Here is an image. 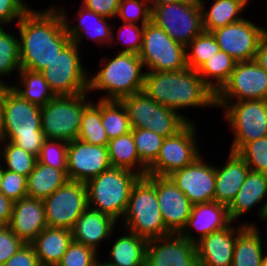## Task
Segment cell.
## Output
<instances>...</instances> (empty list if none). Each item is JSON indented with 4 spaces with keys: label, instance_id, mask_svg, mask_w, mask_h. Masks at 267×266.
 Returning <instances> with one entry per match:
<instances>
[{
    "label": "cell",
    "instance_id": "6da1fadb",
    "mask_svg": "<svg viewBox=\"0 0 267 266\" xmlns=\"http://www.w3.org/2000/svg\"><path fill=\"white\" fill-rule=\"evenodd\" d=\"M21 68L40 72L71 42L56 5L45 10L31 7L16 23Z\"/></svg>",
    "mask_w": 267,
    "mask_h": 266
},
{
    "label": "cell",
    "instance_id": "7a4b0ae2",
    "mask_svg": "<svg viewBox=\"0 0 267 266\" xmlns=\"http://www.w3.org/2000/svg\"><path fill=\"white\" fill-rule=\"evenodd\" d=\"M144 91L157 103L176 112L184 108L216 107L215 93L197 70L188 67L179 71L146 72Z\"/></svg>",
    "mask_w": 267,
    "mask_h": 266
},
{
    "label": "cell",
    "instance_id": "3957f363",
    "mask_svg": "<svg viewBox=\"0 0 267 266\" xmlns=\"http://www.w3.org/2000/svg\"><path fill=\"white\" fill-rule=\"evenodd\" d=\"M45 139L41 128V107L22 98L10 85H3L0 140L10 141L37 157Z\"/></svg>",
    "mask_w": 267,
    "mask_h": 266
},
{
    "label": "cell",
    "instance_id": "277c9868",
    "mask_svg": "<svg viewBox=\"0 0 267 266\" xmlns=\"http://www.w3.org/2000/svg\"><path fill=\"white\" fill-rule=\"evenodd\" d=\"M142 69L144 64L138 54L116 52L114 58H101L97 73L89 71L88 93L101 91L105 94L99 100L120 101L144 91L146 72Z\"/></svg>",
    "mask_w": 267,
    "mask_h": 266
},
{
    "label": "cell",
    "instance_id": "5b68a950",
    "mask_svg": "<svg viewBox=\"0 0 267 266\" xmlns=\"http://www.w3.org/2000/svg\"><path fill=\"white\" fill-rule=\"evenodd\" d=\"M122 224V225H120ZM119 227L147 240L172 234L163 222L156 196V176L140 177L133 185Z\"/></svg>",
    "mask_w": 267,
    "mask_h": 266
},
{
    "label": "cell",
    "instance_id": "8992f818",
    "mask_svg": "<svg viewBox=\"0 0 267 266\" xmlns=\"http://www.w3.org/2000/svg\"><path fill=\"white\" fill-rule=\"evenodd\" d=\"M140 177L131 170L111 167L91 178L85 183L88 207L121 221L131 189Z\"/></svg>",
    "mask_w": 267,
    "mask_h": 266
},
{
    "label": "cell",
    "instance_id": "52a82bcc",
    "mask_svg": "<svg viewBox=\"0 0 267 266\" xmlns=\"http://www.w3.org/2000/svg\"><path fill=\"white\" fill-rule=\"evenodd\" d=\"M127 110L131 128L150 129L163 136L176 135L190 120L185 114L167 108L141 91L120 100Z\"/></svg>",
    "mask_w": 267,
    "mask_h": 266
},
{
    "label": "cell",
    "instance_id": "ba28073f",
    "mask_svg": "<svg viewBox=\"0 0 267 266\" xmlns=\"http://www.w3.org/2000/svg\"><path fill=\"white\" fill-rule=\"evenodd\" d=\"M223 109L224 122L232 131V152H239L248 142L267 136V100L215 101Z\"/></svg>",
    "mask_w": 267,
    "mask_h": 266
},
{
    "label": "cell",
    "instance_id": "9c48e42d",
    "mask_svg": "<svg viewBox=\"0 0 267 266\" xmlns=\"http://www.w3.org/2000/svg\"><path fill=\"white\" fill-rule=\"evenodd\" d=\"M89 93L57 95L41 107V128L46 139L66 142L78 138L81 115L91 102Z\"/></svg>",
    "mask_w": 267,
    "mask_h": 266
},
{
    "label": "cell",
    "instance_id": "30bf717a",
    "mask_svg": "<svg viewBox=\"0 0 267 266\" xmlns=\"http://www.w3.org/2000/svg\"><path fill=\"white\" fill-rule=\"evenodd\" d=\"M80 47L71 41L40 73L57 95H78L88 92L89 71L80 58Z\"/></svg>",
    "mask_w": 267,
    "mask_h": 266
},
{
    "label": "cell",
    "instance_id": "8fae6325",
    "mask_svg": "<svg viewBox=\"0 0 267 266\" xmlns=\"http://www.w3.org/2000/svg\"><path fill=\"white\" fill-rule=\"evenodd\" d=\"M145 72L179 71L187 68L186 47L173 39L154 22L144 25L142 48L138 54Z\"/></svg>",
    "mask_w": 267,
    "mask_h": 266
},
{
    "label": "cell",
    "instance_id": "7c38bea8",
    "mask_svg": "<svg viewBox=\"0 0 267 266\" xmlns=\"http://www.w3.org/2000/svg\"><path fill=\"white\" fill-rule=\"evenodd\" d=\"M197 123L189 122L176 135L165 137L156 160L148 167L147 175L168 177L193 163L202 150L197 145Z\"/></svg>",
    "mask_w": 267,
    "mask_h": 266
},
{
    "label": "cell",
    "instance_id": "4fadbf2b",
    "mask_svg": "<svg viewBox=\"0 0 267 266\" xmlns=\"http://www.w3.org/2000/svg\"><path fill=\"white\" fill-rule=\"evenodd\" d=\"M151 21L185 47L204 31L199 0L157 6Z\"/></svg>",
    "mask_w": 267,
    "mask_h": 266
},
{
    "label": "cell",
    "instance_id": "5bb4252c",
    "mask_svg": "<svg viewBox=\"0 0 267 266\" xmlns=\"http://www.w3.org/2000/svg\"><path fill=\"white\" fill-rule=\"evenodd\" d=\"M48 227L72 230L78 217L88 208L84 182L68 180L43 199Z\"/></svg>",
    "mask_w": 267,
    "mask_h": 266
},
{
    "label": "cell",
    "instance_id": "9a60e30c",
    "mask_svg": "<svg viewBox=\"0 0 267 266\" xmlns=\"http://www.w3.org/2000/svg\"><path fill=\"white\" fill-rule=\"evenodd\" d=\"M267 100V72L255 61L237 62L215 101Z\"/></svg>",
    "mask_w": 267,
    "mask_h": 266
},
{
    "label": "cell",
    "instance_id": "2e32d148",
    "mask_svg": "<svg viewBox=\"0 0 267 266\" xmlns=\"http://www.w3.org/2000/svg\"><path fill=\"white\" fill-rule=\"evenodd\" d=\"M266 31V27L258 26L245 17L235 23L217 28L211 33L220 50L237 62H243L255 60L260 40Z\"/></svg>",
    "mask_w": 267,
    "mask_h": 266
},
{
    "label": "cell",
    "instance_id": "e0dca14e",
    "mask_svg": "<svg viewBox=\"0 0 267 266\" xmlns=\"http://www.w3.org/2000/svg\"><path fill=\"white\" fill-rule=\"evenodd\" d=\"M203 159L201 155L168 176L192 204L214 201L216 166Z\"/></svg>",
    "mask_w": 267,
    "mask_h": 266
},
{
    "label": "cell",
    "instance_id": "ac0fdd59",
    "mask_svg": "<svg viewBox=\"0 0 267 266\" xmlns=\"http://www.w3.org/2000/svg\"><path fill=\"white\" fill-rule=\"evenodd\" d=\"M111 167L107 146L91 145L79 139L68 142L69 180L86 183Z\"/></svg>",
    "mask_w": 267,
    "mask_h": 266
},
{
    "label": "cell",
    "instance_id": "d6986e66",
    "mask_svg": "<svg viewBox=\"0 0 267 266\" xmlns=\"http://www.w3.org/2000/svg\"><path fill=\"white\" fill-rule=\"evenodd\" d=\"M146 266H198L196 245L180 234L148 240Z\"/></svg>",
    "mask_w": 267,
    "mask_h": 266
},
{
    "label": "cell",
    "instance_id": "ffe728a7",
    "mask_svg": "<svg viewBox=\"0 0 267 266\" xmlns=\"http://www.w3.org/2000/svg\"><path fill=\"white\" fill-rule=\"evenodd\" d=\"M232 222L225 229L212 232L201 238L196 245L198 266H232L235 241L237 236L247 227L254 223L242 224L239 222L233 226Z\"/></svg>",
    "mask_w": 267,
    "mask_h": 266
},
{
    "label": "cell",
    "instance_id": "44dd1931",
    "mask_svg": "<svg viewBox=\"0 0 267 266\" xmlns=\"http://www.w3.org/2000/svg\"><path fill=\"white\" fill-rule=\"evenodd\" d=\"M156 196L165 227L179 234L190 217L193 204L169 177L156 176Z\"/></svg>",
    "mask_w": 267,
    "mask_h": 266
},
{
    "label": "cell",
    "instance_id": "7402d4cb",
    "mask_svg": "<svg viewBox=\"0 0 267 266\" xmlns=\"http://www.w3.org/2000/svg\"><path fill=\"white\" fill-rule=\"evenodd\" d=\"M57 7L63 16L68 36L79 47L85 37L90 41L96 42V45L99 44V47L100 45L103 47V43L111 47L112 29H115V26L110 25L109 21L111 20H107L110 18L103 17L80 4L78 11L75 13L76 16H72L78 23L73 24L74 21H69L70 18L68 17L70 16H67L65 8H62V6L61 8Z\"/></svg>",
    "mask_w": 267,
    "mask_h": 266
},
{
    "label": "cell",
    "instance_id": "603a6c76",
    "mask_svg": "<svg viewBox=\"0 0 267 266\" xmlns=\"http://www.w3.org/2000/svg\"><path fill=\"white\" fill-rule=\"evenodd\" d=\"M232 223L228 207L216 201L193 204L190 217L185 227L179 233L190 242L196 243L201 238L222 229ZM197 231V236L193 230Z\"/></svg>",
    "mask_w": 267,
    "mask_h": 266
},
{
    "label": "cell",
    "instance_id": "cb8c5ba5",
    "mask_svg": "<svg viewBox=\"0 0 267 266\" xmlns=\"http://www.w3.org/2000/svg\"><path fill=\"white\" fill-rule=\"evenodd\" d=\"M8 227L25 244H30L48 227L43 200L25 197L15 201Z\"/></svg>",
    "mask_w": 267,
    "mask_h": 266
},
{
    "label": "cell",
    "instance_id": "d4e9b609",
    "mask_svg": "<svg viewBox=\"0 0 267 266\" xmlns=\"http://www.w3.org/2000/svg\"><path fill=\"white\" fill-rule=\"evenodd\" d=\"M266 197V198H265ZM264 199H266L264 201ZM267 203V174L250 170L245 181L237 192L233 202L228 207L229 217L232 222L256 208L259 221L264 219ZM261 205V206H260Z\"/></svg>",
    "mask_w": 267,
    "mask_h": 266
},
{
    "label": "cell",
    "instance_id": "484cf974",
    "mask_svg": "<svg viewBox=\"0 0 267 266\" xmlns=\"http://www.w3.org/2000/svg\"><path fill=\"white\" fill-rule=\"evenodd\" d=\"M118 223L109 215L88 207L71 230L73 240L98 252L101 242L110 239L113 233L116 234L114 228Z\"/></svg>",
    "mask_w": 267,
    "mask_h": 266
},
{
    "label": "cell",
    "instance_id": "4316f807",
    "mask_svg": "<svg viewBox=\"0 0 267 266\" xmlns=\"http://www.w3.org/2000/svg\"><path fill=\"white\" fill-rule=\"evenodd\" d=\"M250 170L237 152L230 151L225 165L216 166L214 201L229 207Z\"/></svg>",
    "mask_w": 267,
    "mask_h": 266
},
{
    "label": "cell",
    "instance_id": "83f0119b",
    "mask_svg": "<svg viewBox=\"0 0 267 266\" xmlns=\"http://www.w3.org/2000/svg\"><path fill=\"white\" fill-rule=\"evenodd\" d=\"M72 241L71 230L46 227L30 244L40 265H57Z\"/></svg>",
    "mask_w": 267,
    "mask_h": 266
},
{
    "label": "cell",
    "instance_id": "f1b7e54d",
    "mask_svg": "<svg viewBox=\"0 0 267 266\" xmlns=\"http://www.w3.org/2000/svg\"><path fill=\"white\" fill-rule=\"evenodd\" d=\"M124 231V232H123ZM110 247L107 263L113 266H146V248L148 240L133 232L122 229ZM121 235V236H120Z\"/></svg>",
    "mask_w": 267,
    "mask_h": 266
},
{
    "label": "cell",
    "instance_id": "f546056e",
    "mask_svg": "<svg viewBox=\"0 0 267 266\" xmlns=\"http://www.w3.org/2000/svg\"><path fill=\"white\" fill-rule=\"evenodd\" d=\"M211 6L206 7V0H199L203 29L211 32L245 18L242 15L250 0H212ZM243 16V17H242Z\"/></svg>",
    "mask_w": 267,
    "mask_h": 266
},
{
    "label": "cell",
    "instance_id": "4dcf8cb0",
    "mask_svg": "<svg viewBox=\"0 0 267 266\" xmlns=\"http://www.w3.org/2000/svg\"><path fill=\"white\" fill-rule=\"evenodd\" d=\"M68 180L67 170L55 169L37 161L27 176V197L43 200Z\"/></svg>",
    "mask_w": 267,
    "mask_h": 266
},
{
    "label": "cell",
    "instance_id": "1f68e13d",
    "mask_svg": "<svg viewBox=\"0 0 267 266\" xmlns=\"http://www.w3.org/2000/svg\"><path fill=\"white\" fill-rule=\"evenodd\" d=\"M258 223L247 226L235 241L232 266H261L264 256V239Z\"/></svg>",
    "mask_w": 267,
    "mask_h": 266
},
{
    "label": "cell",
    "instance_id": "d6a6232c",
    "mask_svg": "<svg viewBox=\"0 0 267 266\" xmlns=\"http://www.w3.org/2000/svg\"><path fill=\"white\" fill-rule=\"evenodd\" d=\"M107 150L112 167L131 170L141 177L147 175L148 167L137 154L132 132L109 140Z\"/></svg>",
    "mask_w": 267,
    "mask_h": 266
},
{
    "label": "cell",
    "instance_id": "836d02e7",
    "mask_svg": "<svg viewBox=\"0 0 267 266\" xmlns=\"http://www.w3.org/2000/svg\"><path fill=\"white\" fill-rule=\"evenodd\" d=\"M16 76L17 85L10 87L28 102L43 107L56 96L40 72L21 68Z\"/></svg>",
    "mask_w": 267,
    "mask_h": 266
},
{
    "label": "cell",
    "instance_id": "e575fe53",
    "mask_svg": "<svg viewBox=\"0 0 267 266\" xmlns=\"http://www.w3.org/2000/svg\"><path fill=\"white\" fill-rule=\"evenodd\" d=\"M237 61L223 50H219L206 60L198 69V75L216 94L228 81Z\"/></svg>",
    "mask_w": 267,
    "mask_h": 266
},
{
    "label": "cell",
    "instance_id": "d590c367",
    "mask_svg": "<svg viewBox=\"0 0 267 266\" xmlns=\"http://www.w3.org/2000/svg\"><path fill=\"white\" fill-rule=\"evenodd\" d=\"M77 139L91 145L107 146L109 139L101 122V100H91L84 108Z\"/></svg>",
    "mask_w": 267,
    "mask_h": 266
},
{
    "label": "cell",
    "instance_id": "8d00e7d4",
    "mask_svg": "<svg viewBox=\"0 0 267 266\" xmlns=\"http://www.w3.org/2000/svg\"><path fill=\"white\" fill-rule=\"evenodd\" d=\"M101 122L109 140L131 132L128 113L121 101L101 100Z\"/></svg>",
    "mask_w": 267,
    "mask_h": 266
},
{
    "label": "cell",
    "instance_id": "74e56055",
    "mask_svg": "<svg viewBox=\"0 0 267 266\" xmlns=\"http://www.w3.org/2000/svg\"><path fill=\"white\" fill-rule=\"evenodd\" d=\"M0 26V85H7L3 79L21 70L19 37ZM14 72V73H13Z\"/></svg>",
    "mask_w": 267,
    "mask_h": 266
},
{
    "label": "cell",
    "instance_id": "f35d334b",
    "mask_svg": "<svg viewBox=\"0 0 267 266\" xmlns=\"http://www.w3.org/2000/svg\"><path fill=\"white\" fill-rule=\"evenodd\" d=\"M0 162L4 169L27 177L34 169L37 157L10 141L0 140Z\"/></svg>",
    "mask_w": 267,
    "mask_h": 266
},
{
    "label": "cell",
    "instance_id": "ab89813d",
    "mask_svg": "<svg viewBox=\"0 0 267 266\" xmlns=\"http://www.w3.org/2000/svg\"><path fill=\"white\" fill-rule=\"evenodd\" d=\"M220 50L211 32L203 31L186 46L187 67L197 70L206 60Z\"/></svg>",
    "mask_w": 267,
    "mask_h": 266
},
{
    "label": "cell",
    "instance_id": "60d3db41",
    "mask_svg": "<svg viewBox=\"0 0 267 266\" xmlns=\"http://www.w3.org/2000/svg\"><path fill=\"white\" fill-rule=\"evenodd\" d=\"M140 160L149 167L157 158L165 137L150 129L131 128Z\"/></svg>",
    "mask_w": 267,
    "mask_h": 266
},
{
    "label": "cell",
    "instance_id": "b9f144b4",
    "mask_svg": "<svg viewBox=\"0 0 267 266\" xmlns=\"http://www.w3.org/2000/svg\"><path fill=\"white\" fill-rule=\"evenodd\" d=\"M143 30L144 25L123 22L117 33L114 32L115 30L112 31L111 46L113 47L114 43L117 46L120 42L122 49L119 50V53L139 54L142 48ZM116 34L117 38L114 36ZM121 40L123 41L121 42Z\"/></svg>",
    "mask_w": 267,
    "mask_h": 266
},
{
    "label": "cell",
    "instance_id": "7bdbcfd3",
    "mask_svg": "<svg viewBox=\"0 0 267 266\" xmlns=\"http://www.w3.org/2000/svg\"><path fill=\"white\" fill-rule=\"evenodd\" d=\"M67 149L68 142L66 141L45 139L37 161L55 169L67 170Z\"/></svg>",
    "mask_w": 267,
    "mask_h": 266
},
{
    "label": "cell",
    "instance_id": "ee69618b",
    "mask_svg": "<svg viewBox=\"0 0 267 266\" xmlns=\"http://www.w3.org/2000/svg\"><path fill=\"white\" fill-rule=\"evenodd\" d=\"M238 154L252 171L267 174V136L248 142Z\"/></svg>",
    "mask_w": 267,
    "mask_h": 266
},
{
    "label": "cell",
    "instance_id": "f6af8a7d",
    "mask_svg": "<svg viewBox=\"0 0 267 266\" xmlns=\"http://www.w3.org/2000/svg\"><path fill=\"white\" fill-rule=\"evenodd\" d=\"M98 256L95 249L73 240L56 266H94Z\"/></svg>",
    "mask_w": 267,
    "mask_h": 266
},
{
    "label": "cell",
    "instance_id": "bcb514c9",
    "mask_svg": "<svg viewBox=\"0 0 267 266\" xmlns=\"http://www.w3.org/2000/svg\"><path fill=\"white\" fill-rule=\"evenodd\" d=\"M151 12L145 0H120L116 18L126 23L145 25L151 21Z\"/></svg>",
    "mask_w": 267,
    "mask_h": 266
},
{
    "label": "cell",
    "instance_id": "7dc6e473",
    "mask_svg": "<svg viewBox=\"0 0 267 266\" xmlns=\"http://www.w3.org/2000/svg\"><path fill=\"white\" fill-rule=\"evenodd\" d=\"M0 193L13 202L27 197V177L3 168Z\"/></svg>",
    "mask_w": 267,
    "mask_h": 266
},
{
    "label": "cell",
    "instance_id": "c3c4849f",
    "mask_svg": "<svg viewBox=\"0 0 267 266\" xmlns=\"http://www.w3.org/2000/svg\"><path fill=\"white\" fill-rule=\"evenodd\" d=\"M25 0H0V26L17 23L31 8Z\"/></svg>",
    "mask_w": 267,
    "mask_h": 266
},
{
    "label": "cell",
    "instance_id": "681fc988",
    "mask_svg": "<svg viewBox=\"0 0 267 266\" xmlns=\"http://www.w3.org/2000/svg\"><path fill=\"white\" fill-rule=\"evenodd\" d=\"M24 244L8 226H0V266H3Z\"/></svg>",
    "mask_w": 267,
    "mask_h": 266
},
{
    "label": "cell",
    "instance_id": "f907efd6",
    "mask_svg": "<svg viewBox=\"0 0 267 266\" xmlns=\"http://www.w3.org/2000/svg\"><path fill=\"white\" fill-rule=\"evenodd\" d=\"M81 5L111 20L117 17L120 0H82Z\"/></svg>",
    "mask_w": 267,
    "mask_h": 266
},
{
    "label": "cell",
    "instance_id": "816d5d0a",
    "mask_svg": "<svg viewBox=\"0 0 267 266\" xmlns=\"http://www.w3.org/2000/svg\"><path fill=\"white\" fill-rule=\"evenodd\" d=\"M3 266H40V263L33 246L24 244Z\"/></svg>",
    "mask_w": 267,
    "mask_h": 266
},
{
    "label": "cell",
    "instance_id": "f5cc1de1",
    "mask_svg": "<svg viewBox=\"0 0 267 266\" xmlns=\"http://www.w3.org/2000/svg\"><path fill=\"white\" fill-rule=\"evenodd\" d=\"M14 202L0 193V226H8Z\"/></svg>",
    "mask_w": 267,
    "mask_h": 266
},
{
    "label": "cell",
    "instance_id": "db71d44e",
    "mask_svg": "<svg viewBox=\"0 0 267 266\" xmlns=\"http://www.w3.org/2000/svg\"><path fill=\"white\" fill-rule=\"evenodd\" d=\"M255 61L267 72V31L260 40Z\"/></svg>",
    "mask_w": 267,
    "mask_h": 266
},
{
    "label": "cell",
    "instance_id": "11a10c76",
    "mask_svg": "<svg viewBox=\"0 0 267 266\" xmlns=\"http://www.w3.org/2000/svg\"><path fill=\"white\" fill-rule=\"evenodd\" d=\"M151 9V11L160 5L170 4V3H183V2H192L195 0H145Z\"/></svg>",
    "mask_w": 267,
    "mask_h": 266
},
{
    "label": "cell",
    "instance_id": "9f6ffc18",
    "mask_svg": "<svg viewBox=\"0 0 267 266\" xmlns=\"http://www.w3.org/2000/svg\"><path fill=\"white\" fill-rule=\"evenodd\" d=\"M2 114H3V85H0V130L2 127Z\"/></svg>",
    "mask_w": 267,
    "mask_h": 266
},
{
    "label": "cell",
    "instance_id": "6f0895ef",
    "mask_svg": "<svg viewBox=\"0 0 267 266\" xmlns=\"http://www.w3.org/2000/svg\"><path fill=\"white\" fill-rule=\"evenodd\" d=\"M94 266H113V265L107 263L106 261L103 262V259L99 260V258H98L97 261L95 262Z\"/></svg>",
    "mask_w": 267,
    "mask_h": 266
},
{
    "label": "cell",
    "instance_id": "680465c9",
    "mask_svg": "<svg viewBox=\"0 0 267 266\" xmlns=\"http://www.w3.org/2000/svg\"><path fill=\"white\" fill-rule=\"evenodd\" d=\"M2 179H3V165L0 162V191H1Z\"/></svg>",
    "mask_w": 267,
    "mask_h": 266
},
{
    "label": "cell",
    "instance_id": "91938a15",
    "mask_svg": "<svg viewBox=\"0 0 267 266\" xmlns=\"http://www.w3.org/2000/svg\"><path fill=\"white\" fill-rule=\"evenodd\" d=\"M261 266H267V252L264 253Z\"/></svg>",
    "mask_w": 267,
    "mask_h": 266
},
{
    "label": "cell",
    "instance_id": "94428289",
    "mask_svg": "<svg viewBox=\"0 0 267 266\" xmlns=\"http://www.w3.org/2000/svg\"><path fill=\"white\" fill-rule=\"evenodd\" d=\"M263 221H265V223H266V221H267V218H264V219H263ZM264 244L266 245L265 247H267V238H266V239H264Z\"/></svg>",
    "mask_w": 267,
    "mask_h": 266
},
{
    "label": "cell",
    "instance_id": "6125c7cd",
    "mask_svg": "<svg viewBox=\"0 0 267 266\" xmlns=\"http://www.w3.org/2000/svg\"><path fill=\"white\" fill-rule=\"evenodd\" d=\"M264 218H267V203H266V207H265Z\"/></svg>",
    "mask_w": 267,
    "mask_h": 266
},
{
    "label": "cell",
    "instance_id": "be15d7a7",
    "mask_svg": "<svg viewBox=\"0 0 267 266\" xmlns=\"http://www.w3.org/2000/svg\"><path fill=\"white\" fill-rule=\"evenodd\" d=\"M40 266H56V265H40Z\"/></svg>",
    "mask_w": 267,
    "mask_h": 266
}]
</instances>
